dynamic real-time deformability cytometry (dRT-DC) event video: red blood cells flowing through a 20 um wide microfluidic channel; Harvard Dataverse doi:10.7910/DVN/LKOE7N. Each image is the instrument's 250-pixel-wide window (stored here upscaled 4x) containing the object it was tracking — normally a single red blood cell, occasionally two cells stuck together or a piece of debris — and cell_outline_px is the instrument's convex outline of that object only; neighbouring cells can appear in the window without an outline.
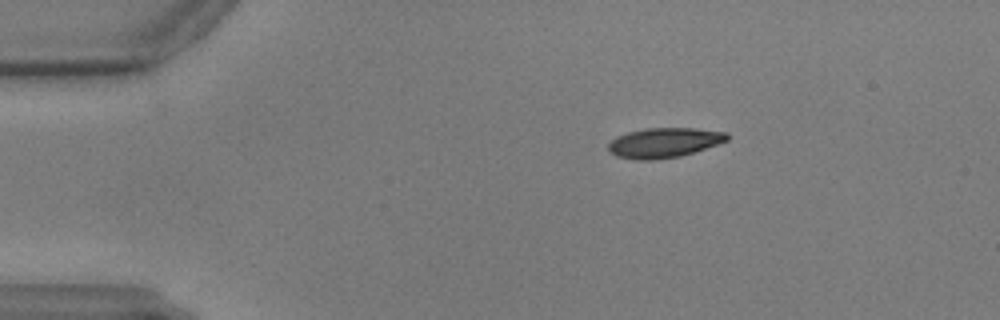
{"species": "common noctule bat (a hibernating species)", "species_latin": "Nyctalus noctula", "temperature_condition": "warm", "stored_images_in_passage": 49, "camera_frame_rate_fps": 3000, "um_per_image_px": 0.085, "animal": {"sex": "male", "body_mass_g": 17.9, "forearm_length_mm": 54.2}, "frame": {"image": 1, "passage_image": 1, "time_ms": 0.0, "image_size_px": [1000, 320], "cell_outline_px": [[728, 140], [680, 156], [652, 160], [636, 160], [616, 156], [608, 152], [608, 144], [616, 136], [628, 132], [648, 128], [692, 128], [728, 132]], "centroid_in_image_um": [56.4, 12.13], "position_along_channel_um": 28.6, "area_um2": 20.52}}
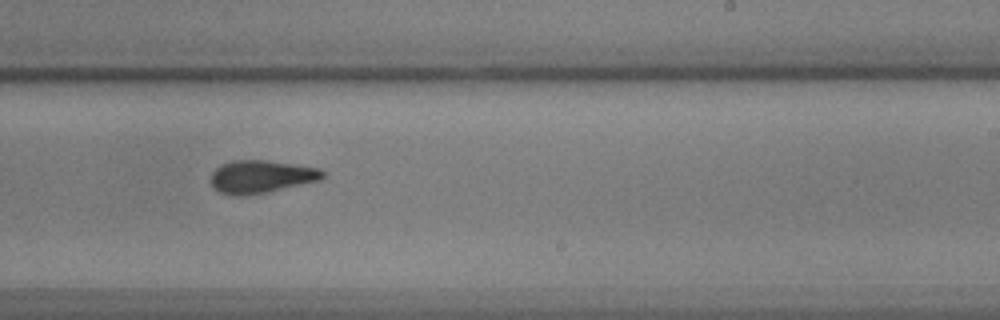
{"frame": {"image": 2, "passage_image": 27, "time_ms": 8.667, "image_size_px": [1000, 320], "cell_outline_px": [[324, 176], [320, 180], [264, 192], [240, 196], [236, 196], [220, 192], [212, 184], [212, 172], [220, 164], [232, 160], [268, 160], [320, 168], [324, 172]], "centroid_in_image_um": [22.19, 14.99], "position_along_channel_um": 266.8, "area_um2": 21.1}}
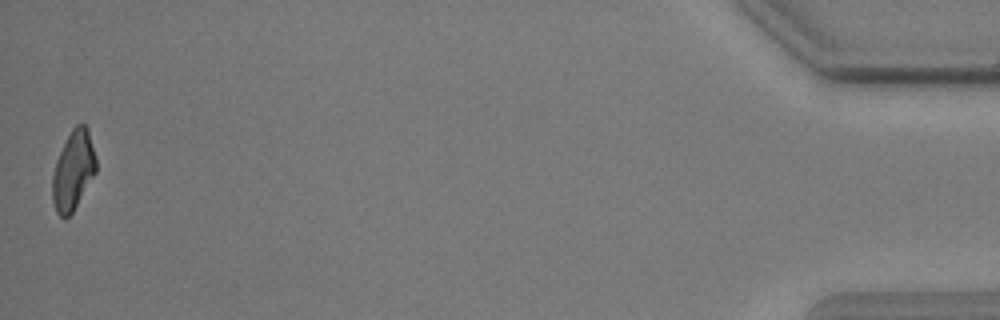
{"frame": {"image": 3, "passage_image": 49, "time_ms": 16.0, "image_size_px": [1000, 320], "cell_outline_px": [[96, 172], [72, 212], [64, 220], [56, 212], [52, 200], [52, 176], [56, 160], [72, 128], [76, 124], [84, 124], [88, 128], [96, 160]], "centroid_in_image_um": [6.21, 14.5], "position_along_channel_um": 429.0, "area_um2": 19.94}}